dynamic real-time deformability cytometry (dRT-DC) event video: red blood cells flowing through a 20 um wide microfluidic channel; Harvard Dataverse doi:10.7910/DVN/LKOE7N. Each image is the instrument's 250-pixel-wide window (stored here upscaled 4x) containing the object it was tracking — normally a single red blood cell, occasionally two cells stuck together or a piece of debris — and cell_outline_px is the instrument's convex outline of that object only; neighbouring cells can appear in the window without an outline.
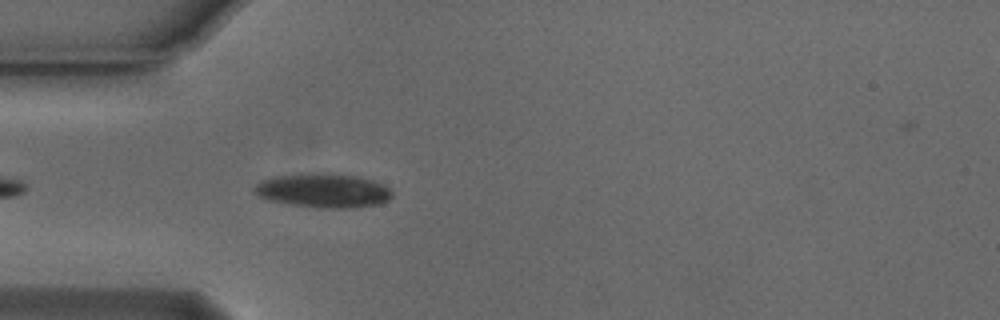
{"species": "Egyptian fruit bat (a non-hibernating species)", "species_latin": "Rousettus aegyptiacus", "temperature_condition": "cold", "stored_images_in_passage": 41, "camera_frame_rate_fps": 3000, "um_per_image_px": 0.085, "animal": {"sex": "male"}, "frame": {"image": 1, "passage_image": 3, "time_ms": 0.667, "image_size_px": [1000, 320], "cell_outline_px": [[392, 196], [388, 200], [380, 204], [352, 208], [316, 208], [268, 200], [256, 196], [252, 192], [252, 188], [256, 184], [264, 180], [276, 176], [324, 172], [352, 176], [372, 180], [388, 188], [392, 192]], "centroid_in_image_um": [27.44, 16.21], "position_along_channel_um": 57.6, "area_um2": 27.34}}
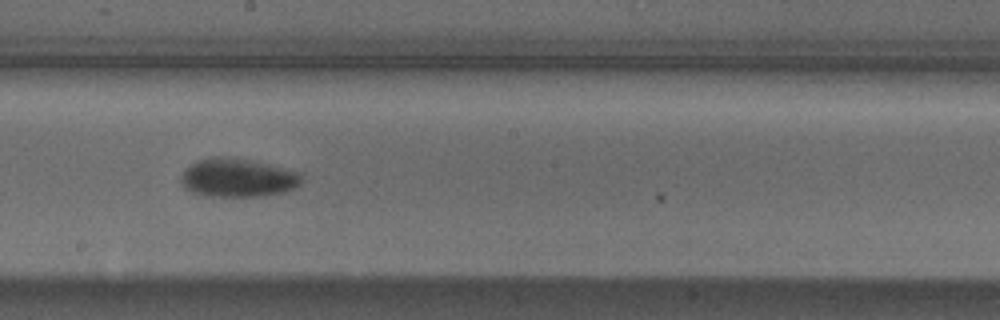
{"frame": {"image": 2, "passage_image": 17, "time_ms": 5.333, "image_size_px": [1000, 320], "cell_outline_px": [[300, 184], [296, 188], [284, 192], [264, 196], [204, 196], [192, 192], [180, 184], [180, 176], [184, 168], [196, 160], [212, 156], [228, 156], [268, 164], [300, 172]], "centroid_in_image_um": [20.15, 15.1], "position_along_channel_um": 228.1, "area_um2": 27.4}}
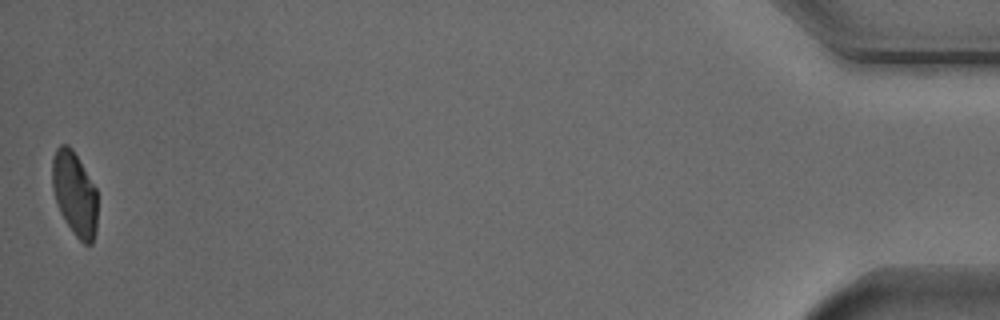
{"frame": {"image": 3, "passage_image": 41, "time_ms": 13.333, "image_size_px": [1000, 320], "cell_outline_px": [[96, 232], [92, 244], [84, 244], [76, 236], [60, 212], [56, 204], [52, 188], [52, 156], [56, 148], [60, 144], [68, 144], [72, 148], [96, 188]], "centroid_in_image_um": [6.32, 16.43], "position_along_channel_um": 428.9, "area_um2": 22.14}, "authors_computed_cell_mechanics": {"area_um2": 25.432, "velocity_mm_per_s": 3.748, "shape_relaxation_time_tau1_ms": 2.6577, "shape_relaxation_time_tau2_ms": 3.0573, "deformation_change_tau1": 0.0962, "deformation_change_tau2": 0.0578}}